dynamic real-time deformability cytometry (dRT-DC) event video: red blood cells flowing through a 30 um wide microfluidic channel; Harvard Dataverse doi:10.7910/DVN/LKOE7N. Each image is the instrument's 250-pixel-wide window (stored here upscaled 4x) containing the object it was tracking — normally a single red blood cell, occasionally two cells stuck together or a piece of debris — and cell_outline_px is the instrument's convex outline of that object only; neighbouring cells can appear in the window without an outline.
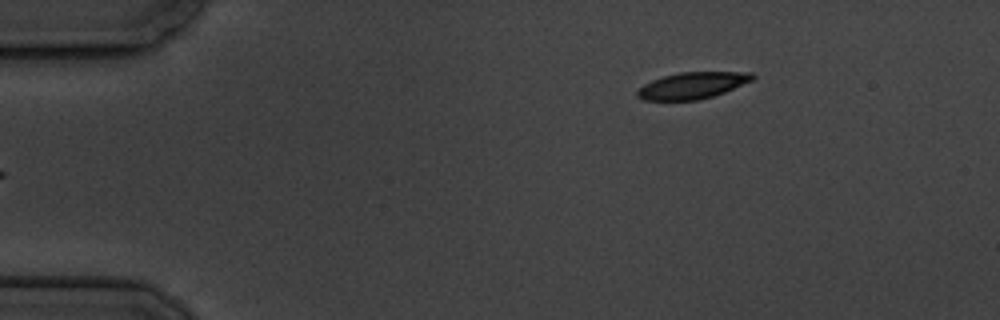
{"species": "common noctule bat (a hibernating species)", "species_latin": "Nyctalus noctula", "temperature_condition": "cold", "stored_images_in_passage": 5, "camera_frame_rate_fps": 3000, "um_per_image_px": 0.085, "animal": {"sex": "male", "body_mass_g": 19.5, "forearm_length_mm": 54.6}, "frame": {"image": 1, "passage_image": 5, "time_ms": 5.667, "image_size_px": [1000, 320], "cell_outline_px": [[756, 76], [752, 80], [724, 92], [712, 96], [696, 100], [644, 100], [636, 96], [636, 92], [644, 84], [652, 80], [664, 76], [680, 72], [752, 72]], "centroid_in_image_um": [58.84, 7.26], "position_along_channel_um": 26.2, "area_um2": 17.63}}